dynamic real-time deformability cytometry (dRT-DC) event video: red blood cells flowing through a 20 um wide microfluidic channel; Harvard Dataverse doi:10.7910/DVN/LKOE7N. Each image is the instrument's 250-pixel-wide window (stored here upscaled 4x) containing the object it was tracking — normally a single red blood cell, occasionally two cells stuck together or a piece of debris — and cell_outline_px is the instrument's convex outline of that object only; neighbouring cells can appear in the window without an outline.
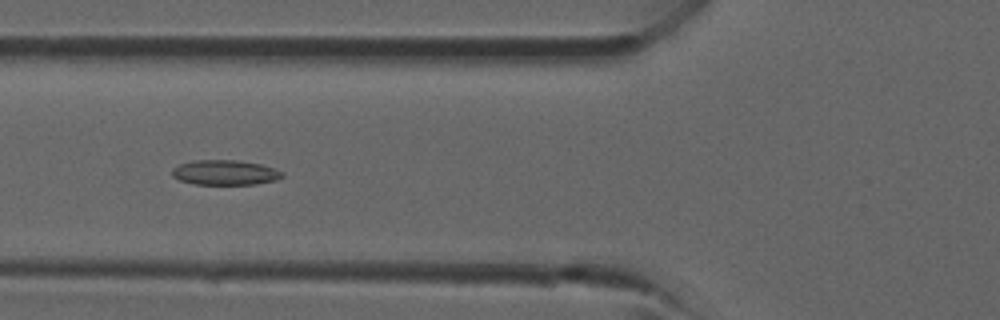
{"species": "common noctule bat (a hibernating species)", "species_latin": "Nyctalus noctula", "temperature_condition": "room temperature", "stored_images_in_passage": 39, "camera_frame_rate_fps": 3000, "um_per_image_px": 0.085, "animal": {"sex": "male", "forearm_length_mm": 52.5}, "frame": {"image": 1, "passage_image": 14, "time_ms": 4.333, "image_size_px": [1000, 320], "cell_outline_px": [[284, 176], [276, 180], [256, 184], [196, 184], [180, 180], [172, 176], [172, 168], [180, 164], [192, 160], [236, 160], [260, 164], [284, 172]], "centroid_in_image_um": [19.12, 14.66], "position_along_channel_um": 106.7, "area_um2": 15.95}}
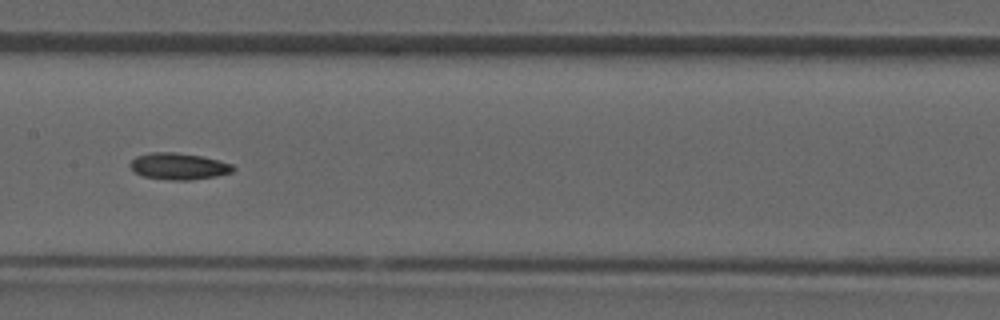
{"frame": {"image": 2, "passage_image": 19, "time_ms": 6.0, "image_size_px": [1000, 320], "cell_outline_px": [[236, 168], [232, 172], [216, 176], [188, 180], [172, 180], [144, 176], [136, 172], [128, 164], [136, 156], [152, 152], [176, 152], [200, 156], [232, 164]], "centroid_in_image_um": [15.18, 14.13], "position_along_channel_um": 192.2, "area_um2": 15.72}}
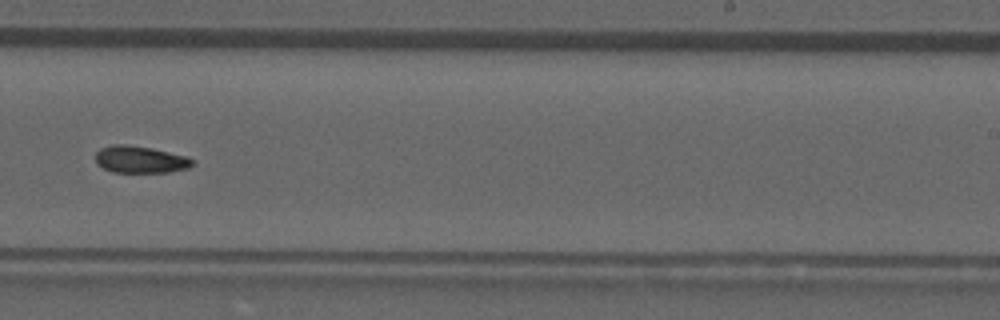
{"frame": {"image": 3, "passage_image": 24, "time_ms": 7.667, "image_size_px": [1000, 320], "cell_outline_px": [[196, 164], [188, 168], [168, 172], [112, 172], [96, 164], [96, 152], [100, 148], [112, 144], [124, 144], [152, 148], [184, 156], [192, 160]], "centroid_in_image_um": [11.89, 13.56], "position_along_channel_um": 277.1, "area_um2": 15.2}}